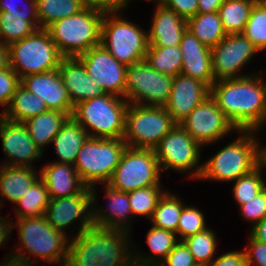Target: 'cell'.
Returning <instances> with one entry per match:
<instances>
[{
    "mask_svg": "<svg viewBox=\"0 0 266 266\" xmlns=\"http://www.w3.org/2000/svg\"><path fill=\"white\" fill-rule=\"evenodd\" d=\"M37 14L41 28L53 22L70 17L85 8L83 0H36Z\"/></svg>",
    "mask_w": 266,
    "mask_h": 266,
    "instance_id": "35",
    "label": "cell"
},
{
    "mask_svg": "<svg viewBox=\"0 0 266 266\" xmlns=\"http://www.w3.org/2000/svg\"><path fill=\"white\" fill-rule=\"evenodd\" d=\"M39 174L47 187L50 199L73 196L86 187L73 164L48 162Z\"/></svg>",
    "mask_w": 266,
    "mask_h": 266,
    "instance_id": "25",
    "label": "cell"
},
{
    "mask_svg": "<svg viewBox=\"0 0 266 266\" xmlns=\"http://www.w3.org/2000/svg\"><path fill=\"white\" fill-rule=\"evenodd\" d=\"M210 96V88L200 80L178 74L164 106L176 124H180L200 103Z\"/></svg>",
    "mask_w": 266,
    "mask_h": 266,
    "instance_id": "19",
    "label": "cell"
},
{
    "mask_svg": "<svg viewBox=\"0 0 266 266\" xmlns=\"http://www.w3.org/2000/svg\"><path fill=\"white\" fill-rule=\"evenodd\" d=\"M50 203V196L44 181L39 177L19 199L14 208L17 219L43 216Z\"/></svg>",
    "mask_w": 266,
    "mask_h": 266,
    "instance_id": "32",
    "label": "cell"
},
{
    "mask_svg": "<svg viewBox=\"0 0 266 266\" xmlns=\"http://www.w3.org/2000/svg\"><path fill=\"white\" fill-rule=\"evenodd\" d=\"M249 247L245 249L246 266H266V243L249 237Z\"/></svg>",
    "mask_w": 266,
    "mask_h": 266,
    "instance_id": "46",
    "label": "cell"
},
{
    "mask_svg": "<svg viewBox=\"0 0 266 266\" xmlns=\"http://www.w3.org/2000/svg\"><path fill=\"white\" fill-rule=\"evenodd\" d=\"M104 13L85 7L75 15L53 22L46 29L63 57H78L100 45Z\"/></svg>",
    "mask_w": 266,
    "mask_h": 266,
    "instance_id": "6",
    "label": "cell"
},
{
    "mask_svg": "<svg viewBox=\"0 0 266 266\" xmlns=\"http://www.w3.org/2000/svg\"><path fill=\"white\" fill-rule=\"evenodd\" d=\"M225 0H198V13L218 12Z\"/></svg>",
    "mask_w": 266,
    "mask_h": 266,
    "instance_id": "51",
    "label": "cell"
},
{
    "mask_svg": "<svg viewBox=\"0 0 266 266\" xmlns=\"http://www.w3.org/2000/svg\"><path fill=\"white\" fill-rule=\"evenodd\" d=\"M258 52L260 50L243 33L226 35L211 48L214 80L247 76L245 73L242 75L240 69L248 64Z\"/></svg>",
    "mask_w": 266,
    "mask_h": 266,
    "instance_id": "15",
    "label": "cell"
},
{
    "mask_svg": "<svg viewBox=\"0 0 266 266\" xmlns=\"http://www.w3.org/2000/svg\"><path fill=\"white\" fill-rule=\"evenodd\" d=\"M8 218H0V247L5 244V241L7 242V239H9V235L11 234L13 230V224L11 220H7Z\"/></svg>",
    "mask_w": 266,
    "mask_h": 266,
    "instance_id": "53",
    "label": "cell"
},
{
    "mask_svg": "<svg viewBox=\"0 0 266 266\" xmlns=\"http://www.w3.org/2000/svg\"><path fill=\"white\" fill-rule=\"evenodd\" d=\"M160 4L186 20L198 13V0H162Z\"/></svg>",
    "mask_w": 266,
    "mask_h": 266,
    "instance_id": "47",
    "label": "cell"
},
{
    "mask_svg": "<svg viewBox=\"0 0 266 266\" xmlns=\"http://www.w3.org/2000/svg\"><path fill=\"white\" fill-rule=\"evenodd\" d=\"M28 6L21 7L16 0H0V11H7L8 15L38 16L36 0H24ZM26 7V8H25Z\"/></svg>",
    "mask_w": 266,
    "mask_h": 266,
    "instance_id": "48",
    "label": "cell"
},
{
    "mask_svg": "<svg viewBox=\"0 0 266 266\" xmlns=\"http://www.w3.org/2000/svg\"><path fill=\"white\" fill-rule=\"evenodd\" d=\"M242 217L254 227L266 216V188L254 199L239 207Z\"/></svg>",
    "mask_w": 266,
    "mask_h": 266,
    "instance_id": "43",
    "label": "cell"
},
{
    "mask_svg": "<svg viewBox=\"0 0 266 266\" xmlns=\"http://www.w3.org/2000/svg\"><path fill=\"white\" fill-rule=\"evenodd\" d=\"M122 266H157L152 263L144 262L143 260L137 258L133 254L124 262Z\"/></svg>",
    "mask_w": 266,
    "mask_h": 266,
    "instance_id": "56",
    "label": "cell"
},
{
    "mask_svg": "<svg viewBox=\"0 0 266 266\" xmlns=\"http://www.w3.org/2000/svg\"><path fill=\"white\" fill-rule=\"evenodd\" d=\"M46 111L48 108L44 100L20 84L13 93L9 105L0 115L10 121L24 122Z\"/></svg>",
    "mask_w": 266,
    "mask_h": 266,
    "instance_id": "29",
    "label": "cell"
},
{
    "mask_svg": "<svg viewBox=\"0 0 266 266\" xmlns=\"http://www.w3.org/2000/svg\"><path fill=\"white\" fill-rule=\"evenodd\" d=\"M173 78L152 69L145 60L127 65L125 99L129 104L165 106L170 97Z\"/></svg>",
    "mask_w": 266,
    "mask_h": 266,
    "instance_id": "13",
    "label": "cell"
},
{
    "mask_svg": "<svg viewBox=\"0 0 266 266\" xmlns=\"http://www.w3.org/2000/svg\"><path fill=\"white\" fill-rule=\"evenodd\" d=\"M179 46L183 55L180 74L200 80L210 88L215 82L211 48L201 43L188 29Z\"/></svg>",
    "mask_w": 266,
    "mask_h": 266,
    "instance_id": "22",
    "label": "cell"
},
{
    "mask_svg": "<svg viewBox=\"0 0 266 266\" xmlns=\"http://www.w3.org/2000/svg\"><path fill=\"white\" fill-rule=\"evenodd\" d=\"M180 126L201 147L223 139L231 131H238L211 96L194 108Z\"/></svg>",
    "mask_w": 266,
    "mask_h": 266,
    "instance_id": "14",
    "label": "cell"
},
{
    "mask_svg": "<svg viewBox=\"0 0 266 266\" xmlns=\"http://www.w3.org/2000/svg\"><path fill=\"white\" fill-rule=\"evenodd\" d=\"M3 200H0V207H2L3 205V203H5V202H2ZM2 216H0V218H1Z\"/></svg>",
    "mask_w": 266,
    "mask_h": 266,
    "instance_id": "59",
    "label": "cell"
},
{
    "mask_svg": "<svg viewBox=\"0 0 266 266\" xmlns=\"http://www.w3.org/2000/svg\"><path fill=\"white\" fill-rule=\"evenodd\" d=\"M257 0H225L219 15L227 35L243 33L252 7Z\"/></svg>",
    "mask_w": 266,
    "mask_h": 266,
    "instance_id": "34",
    "label": "cell"
},
{
    "mask_svg": "<svg viewBox=\"0 0 266 266\" xmlns=\"http://www.w3.org/2000/svg\"><path fill=\"white\" fill-rule=\"evenodd\" d=\"M156 5L152 25L147 32L148 47L180 45L182 36L187 30V20L161 4Z\"/></svg>",
    "mask_w": 266,
    "mask_h": 266,
    "instance_id": "24",
    "label": "cell"
},
{
    "mask_svg": "<svg viewBox=\"0 0 266 266\" xmlns=\"http://www.w3.org/2000/svg\"><path fill=\"white\" fill-rule=\"evenodd\" d=\"M70 116L61 111L48 110L24 121L29 135L40 151L44 152L45 145L51 144L62 125Z\"/></svg>",
    "mask_w": 266,
    "mask_h": 266,
    "instance_id": "28",
    "label": "cell"
},
{
    "mask_svg": "<svg viewBox=\"0 0 266 266\" xmlns=\"http://www.w3.org/2000/svg\"><path fill=\"white\" fill-rule=\"evenodd\" d=\"M243 34L260 52L266 50V3L263 0L254 3Z\"/></svg>",
    "mask_w": 266,
    "mask_h": 266,
    "instance_id": "41",
    "label": "cell"
},
{
    "mask_svg": "<svg viewBox=\"0 0 266 266\" xmlns=\"http://www.w3.org/2000/svg\"><path fill=\"white\" fill-rule=\"evenodd\" d=\"M175 125L164 106L129 104L123 139L132 148L154 149Z\"/></svg>",
    "mask_w": 266,
    "mask_h": 266,
    "instance_id": "10",
    "label": "cell"
},
{
    "mask_svg": "<svg viewBox=\"0 0 266 266\" xmlns=\"http://www.w3.org/2000/svg\"><path fill=\"white\" fill-rule=\"evenodd\" d=\"M251 233L250 235L263 243H266V216L259 221L253 228L252 230L250 229Z\"/></svg>",
    "mask_w": 266,
    "mask_h": 266,
    "instance_id": "52",
    "label": "cell"
},
{
    "mask_svg": "<svg viewBox=\"0 0 266 266\" xmlns=\"http://www.w3.org/2000/svg\"><path fill=\"white\" fill-rule=\"evenodd\" d=\"M19 85L20 78L10 66L0 70V105L3 106V110L9 105Z\"/></svg>",
    "mask_w": 266,
    "mask_h": 266,
    "instance_id": "44",
    "label": "cell"
},
{
    "mask_svg": "<svg viewBox=\"0 0 266 266\" xmlns=\"http://www.w3.org/2000/svg\"><path fill=\"white\" fill-rule=\"evenodd\" d=\"M208 266H246L245 250L226 252L213 259Z\"/></svg>",
    "mask_w": 266,
    "mask_h": 266,
    "instance_id": "49",
    "label": "cell"
},
{
    "mask_svg": "<svg viewBox=\"0 0 266 266\" xmlns=\"http://www.w3.org/2000/svg\"><path fill=\"white\" fill-rule=\"evenodd\" d=\"M187 29L209 48L227 35L218 12L197 13L187 20Z\"/></svg>",
    "mask_w": 266,
    "mask_h": 266,
    "instance_id": "30",
    "label": "cell"
},
{
    "mask_svg": "<svg viewBox=\"0 0 266 266\" xmlns=\"http://www.w3.org/2000/svg\"><path fill=\"white\" fill-rule=\"evenodd\" d=\"M58 70L73 106L106 94L98 84L92 81L78 57H63Z\"/></svg>",
    "mask_w": 266,
    "mask_h": 266,
    "instance_id": "23",
    "label": "cell"
},
{
    "mask_svg": "<svg viewBox=\"0 0 266 266\" xmlns=\"http://www.w3.org/2000/svg\"><path fill=\"white\" fill-rule=\"evenodd\" d=\"M9 67V49L8 45L0 42V70Z\"/></svg>",
    "mask_w": 266,
    "mask_h": 266,
    "instance_id": "55",
    "label": "cell"
},
{
    "mask_svg": "<svg viewBox=\"0 0 266 266\" xmlns=\"http://www.w3.org/2000/svg\"><path fill=\"white\" fill-rule=\"evenodd\" d=\"M128 105L125 98L106 93L76 104L71 117L89 137L123 138Z\"/></svg>",
    "mask_w": 266,
    "mask_h": 266,
    "instance_id": "5",
    "label": "cell"
},
{
    "mask_svg": "<svg viewBox=\"0 0 266 266\" xmlns=\"http://www.w3.org/2000/svg\"><path fill=\"white\" fill-rule=\"evenodd\" d=\"M161 175L154 149L127 146L108 184L122 192H130L149 186L162 185Z\"/></svg>",
    "mask_w": 266,
    "mask_h": 266,
    "instance_id": "11",
    "label": "cell"
},
{
    "mask_svg": "<svg viewBox=\"0 0 266 266\" xmlns=\"http://www.w3.org/2000/svg\"><path fill=\"white\" fill-rule=\"evenodd\" d=\"M261 169H263V166L260 164L250 173L235 180L232 188V196L239 207L254 199V197L266 188V180L262 177Z\"/></svg>",
    "mask_w": 266,
    "mask_h": 266,
    "instance_id": "40",
    "label": "cell"
},
{
    "mask_svg": "<svg viewBox=\"0 0 266 266\" xmlns=\"http://www.w3.org/2000/svg\"><path fill=\"white\" fill-rule=\"evenodd\" d=\"M180 46L148 47L145 61L154 70L175 77L180 74L182 67Z\"/></svg>",
    "mask_w": 266,
    "mask_h": 266,
    "instance_id": "36",
    "label": "cell"
},
{
    "mask_svg": "<svg viewBox=\"0 0 266 266\" xmlns=\"http://www.w3.org/2000/svg\"><path fill=\"white\" fill-rule=\"evenodd\" d=\"M204 214L200 209L192 206H183L179 221H178V234L180 241L188 236L195 235L198 232L207 229Z\"/></svg>",
    "mask_w": 266,
    "mask_h": 266,
    "instance_id": "42",
    "label": "cell"
},
{
    "mask_svg": "<svg viewBox=\"0 0 266 266\" xmlns=\"http://www.w3.org/2000/svg\"><path fill=\"white\" fill-rule=\"evenodd\" d=\"M129 234L130 231L93 225L74 238L69 237L66 266H122L133 254L131 245L135 246L130 243Z\"/></svg>",
    "mask_w": 266,
    "mask_h": 266,
    "instance_id": "2",
    "label": "cell"
},
{
    "mask_svg": "<svg viewBox=\"0 0 266 266\" xmlns=\"http://www.w3.org/2000/svg\"><path fill=\"white\" fill-rule=\"evenodd\" d=\"M254 75L217 80L210 87V96L237 130L258 132L266 126V80Z\"/></svg>",
    "mask_w": 266,
    "mask_h": 266,
    "instance_id": "1",
    "label": "cell"
},
{
    "mask_svg": "<svg viewBox=\"0 0 266 266\" xmlns=\"http://www.w3.org/2000/svg\"><path fill=\"white\" fill-rule=\"evenodd\" d=\"M126 147L123 138L88 137L74 163L82 182L88 187L108 183Z\"/></svg>",
    "mask_w": 266,
    "mask_h": 266,
    "instance_id": "9",
    "label": "cell"
},
{
    "mask_svg": "<svg viewBox=\"0 0 266 266\" xmlns=\"http://www.w3.org/2000/svg\"><path fill=\"white\" fill-rule=\"evenodd\" d=\"M9 256L7 259L3 258L2 261L4 262L1 261L0 266H34L15 253L11 252V255L9 254Z\"/></svg>",
    "mask_w": 266,
    "mask_h": 266,
    "instance_id": "54",
    "label": "cell"
},
{
    "mask_svg": "<svg viewBox=\"0 0 266 266\" xmlns=\"http://www.w3.org/2000/svg\"><path fill=\"white\" fill-rule=\"evenodd\" d=\"M161 186L154 185L127 192L132 216H146L151 219L159 199L166 192H163Z\"/></svg>",
    "mask_w": 266,
    "mask_h": 266,
    "instance_id": "39",
    "label": "cell"
},
{
    "mask_svg": "<svg viewBox=\"0 0 266 266\" xmlns=\"http://www.w3.org/2000/svg\"><path fill=\"white\" fill-rule=\"evenodd\" d=\"M33 167L0 165V196L15 204L40 177ZM0 197V199H2Z\"/></svg>",
    "mask_w": 266,
    "mask_h": 266,
    "instance_id": "26",
    "label": "cell"
},
{
    "mask_svg": "<svg viewBox=\"0 0 266 266\" xmlns=\"http://www.w3.org/2000/svg\"><path fill=\"white\" fill-rule=\"evenodd\" d=\"M88 137L84 127L69 117L51 142L60 159L55 162L74 165L78 152Z\"/></svg>",
    "mask_w": 266,
    "mask_h": 266,
    "instance_id": "27",
    "label": "cell"
},
{
    "mask_svg": "<svg viewBox=\"0 0 266 266\" xmlns=\"http://www.w3.org/2000/svg\"><path fill=\"white\" fill-rule=\"evenodd\" d=\"M240 136L224 146L204 164L199 180L235 181L260 165V146L256 132L238 130Z\"/></svg>",
    "mask_w": 266,
    "mask_h": 266,
    "instance_id": "4",
    "label": "cell"
},
{
    "mask_svg": "<svg viewBox=\"0 0 266 266\" xmlns=\"http://www.w3.org/2000/svg\"><path fill=\"white\" fill-rule=\"evenodd\" d=\"M201 148L180 124H176L154 148V152L161 171H189L191 179H200L203 169V163L199 164Z\"/></svg>",
    "mask_w": 266,
    "mask_h": 266,
    "instance_id": "12",
    "label": "cell"
},
{
    "mask_svg": "<svg viewBox=\"0 0 266 266\" xmlns=\"http://www.w3.org/2000/svg\"><path fill=\"white\" fill-rule=\"evenodd\" d=\"M158 266H198V264L185 243L179 240Z\"/></svg>",
    "mask_w": 266,
    "mask_h": 266,
    "instance_id": "45",
    "label": "cell"
},
{
    "mask_svg": "<svg viewBox=\"0 0 266 266\" xmlns=\"http://www.w3.org/2000/svg\"><path fill=\"white\" fill-rule=\"evenodd\" d=\"M188 247L198 266H208L216 254V233L211 228L188 236L182 240Z\"/></svg>",
    "mask_w": 266,
    "mask_h": 266,
    "instance_id": "38",
    "label": "cell"
},
{
    "mask_svg": "<svg viewBox=\"0 0 266 266\" xmlns=\"http://www.w3.org/2000/svg\"><path fill=\"white\" fill-rule=\"evenodd\" d=\"M91 209V210H90ZM45 217L47 222L54 229L65 233L68 226L72 222L80 221L77 235L93 226L92 222V190L86 186L80 193L76 195L50 199V203L46 208Z\"/></svg>",
    "mask_w": 266,
    "mask_h": 266,
    "instance_id": "17",
    "label": "cell"
},
{
    "mask_svg": "<svg viewBox=\"0 0 266 266\" xmlns=\"http://www.w3.org/2000/svg\"><path fill=\"white\" fill-rule=\"evenodd\" d=\"M85 7L104 12H120L126 8V0H83Z\"/></svg>",
    "mask_w": 266,
    "mask_h": 266,
    "instance_id": "50",
    "label": "cell"
},
{
    "mask_svg": "<svg viewBox=\"0 0 266 266\" xmlns=\"http://www.w3.org/2000/svg\"><path fill=\"white\" fill-rule=\"evenodd\" d=\"M184 205L180 197L166 191L159 199L150 219L153 226L173 231L178 235V221Z\"/></svg>",
    "mask_w": 266,
    "mask_h": 266,
    "instance_id": "37",
    "label": "cell"
},
{
    "mask_svg": "<svg viewBox=\"0 0 266 266\" xmlns=\"http://www.w3.org/2000/svg\"><path fill=\"white\" fill-rule=\"evenodd\" d=\"M8 49L9 66L20 79L31 74L54 71L63 58L45 28L11 43Z\"/></svg>",
    "mask_w": 266,
    "mask_h": 266,
    "instance_id": "8",
    "label": "cell"
},
{
    "mask_svg": "<svg viewBox=\"0 0 266 266\" xmlns=\"http://www.w3.org/2000/svg\"><path fill=\"white\" fill-rule=\"evenodd\" d=\"M20 84L42 98L48 110L65 112L71 117L74 106L58 69L25 76Z\"/></svg>",
    "mask_w": 266,
    "mask_h": 266,
    "instance_id": "21",
    "label": "cell"
},
{
    "mask_svg": "<svg viewBox=\"0 0 266 266\" xmlns=\"http://www.w3.org/2000/svg\"><path fill=\"white\" fill-rule=\"evenodd\" d=\"M92 81L107 94L125 98L127 66L117 61L101 44L78 56Z\"/></svg>",
    "mask_w": 266,
    "mask_h": 266,
    "instance_id": "16",
    "label": "cell"
},
{
    "mask_svg": "<svg viewBox=\"0 0 266 266\" xmlns=\"http://www.w3.org/2000/svg\"><path fill=\"white\" fill-rule=\"evenodd\" d=\"M121 17L119 12L104 13L100 44L126 66L142 62L149 46L148 31Z\"/></svg>",
    "mask_w": 266,
    "mask_h": 266,
    "instance_id": "7",
    "label": "cell"
},
{
    "mask_svg": "<svg viewBox=\"0 0 266 266\" xmlns=\"http://www.w3.org/2000/svg\"><path fill=\"white\" fill-rule=\"evenodd\" d=\"M151 254H142L140 250H133V255L147 263L157 265L161 263L179 242L177 234L173 231L160 229L152 226L146 237ZM138 251V254H137ZM141 253V254H140Z\"/></svg>",
    "mask_w": 266,
    "mask_h": 266,
    "instance_id": "33",
    "label": "cell"
},
{
    "mask_svg": "<svg viewBox=\"0 0 266 266\" xmlns=\"http://www.w3.org/2000/svg\"><path fill=\"white\" fill-rule=\"evenodd\" d=\"M40 28L38 16L8 15L7 11H0V42L5 45L22 40Z\"/></svg>",
    "mask_w": 266,
    "mask_h": 266,
    "instance_id": "31",
    "label": "cell"
},
{
    "mask_svg": "<svg viewBox=\"0 0 266 266\" xmlns=\"http://www.w3.org/2000/svg\"><path fill=\"white\" fill-rule=\"evenodd\" d=\"M148 1H153V2H156L157 4H160L162 2V0H148ZM130 2V0H126V7L128 5V3Z\"/></svg>",
    "mask_w": 266,
    "mask_h": 266,
    "instance_id": "58",
    "label": "cell"
},
{
    "mask_svg": "<svg viewBox=\"0 0 266 266\" xmlns=\"http://www.w3.org/2000/svg\"><path fill=\"white\" fill-rule=\"evenodd\" d=\"M0 135L3 153L7 156L3 165L31 166L43 152L36 146L23 122L10 121L0 115Z\"/></svg>",
    "mask_w": 266,
    "mask_h": 266,
    "instance_id": "18",
    "label": "cell"
},
{
    "mask_svg": "<svg viewBox=\"0 0 266 266\" xmlns=\"http://www.w3.org/2000/svg\"><path fill=\"white\" fill-rule=\"evenodd\" d=\"M92 190V222L93 225L99 228H110V229H119L123 231L130 230L131 224V208L127 192H122L121 190L115 189L110 186L108 183L104 185V192L108 200V208L102 209L96 207L94 204H97V193L95 191V186L90 187ZM95 206V207H94ZM100 208V209H99ZM129 222V223H128Z\"/></svg>",
    "mask_w": 266,
    "mask_h": 266,
    "instance_id": "20",
    "label": "cell"
},
{
    "mask_svg": "<svg viewBox=\"0 0 266 266\" xmlns=\"http://www.w3.org/2000/svg\"><path fill=\"white\" fill-rule=\"evenodd\" d=\"M15 223L12 222L17 227L19 240L21 241V245H16L15 247V254L34 266H38V264L35 265L36 261L31 259V255L42 261L56 264L61 263L63 266H66L70 239L66 233L54 229L47 222L45 215L17 219ZM24 249H26L28 254L22 251Z\"/></svg>",
    "mask_w": 266,
    "mask_h": 266,
    "instance_id": "3",
    "label": "cell"
},
{
    "mask_svg": "<svg viewBox=\"0 0 266 266\" xmlns=\"http://www.w3.org/2000/svg\"><path fill=\"white\" fill-rule=\"evenodd\" d=\"M260 164L265 168L266 167V146L260 147Z\"/></svg>",
    "mask_w": 266,
    "mask_h": 266,
    "instance_id": "57",
    "label": "cell"
}]
</instances>
